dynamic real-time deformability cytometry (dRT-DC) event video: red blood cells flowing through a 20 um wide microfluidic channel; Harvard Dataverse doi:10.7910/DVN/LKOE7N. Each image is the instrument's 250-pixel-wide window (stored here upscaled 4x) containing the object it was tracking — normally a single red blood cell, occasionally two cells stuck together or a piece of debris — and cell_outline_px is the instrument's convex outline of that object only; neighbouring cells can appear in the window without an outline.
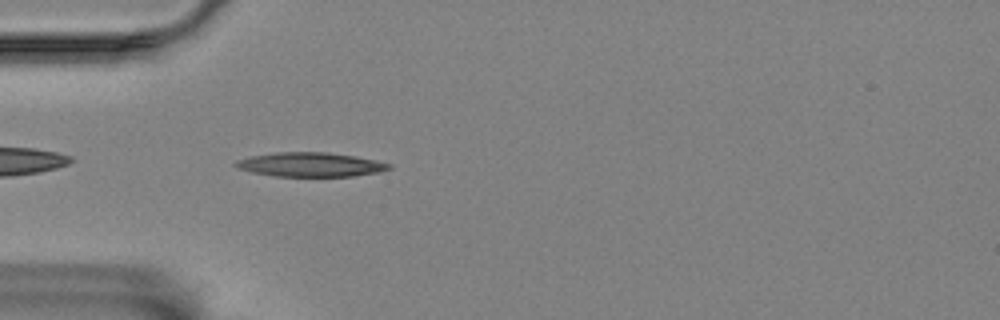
{"species": "Egyptian fruit bat (a non-hibernating species)", "species_latin": "Rousettus aegyptiacus", "temperature_condition": "room temperature", "stored_images_in_passage": 42, "camera_frame_rate_fps": 3000, "um_per_image_px": 0.085, "animal": {"sex": "female"}, "frame": {"image": 1, "passage_image": 2, "time_ms": 0.333, "image_size_px": [1000, 320], "cell_outline_px": [[392, 168], [380, 172], [352, 176], [276, 176], [252, 172], [240, 168], [232, 164], [236, 160], [248, 156], [276, 152], [328, 152], [376, 160], [392, 164]], "centroid_in_image_um": [26.38, 13.98], "position_along_channel_um": 58.6, "area_um2": 21.62}}
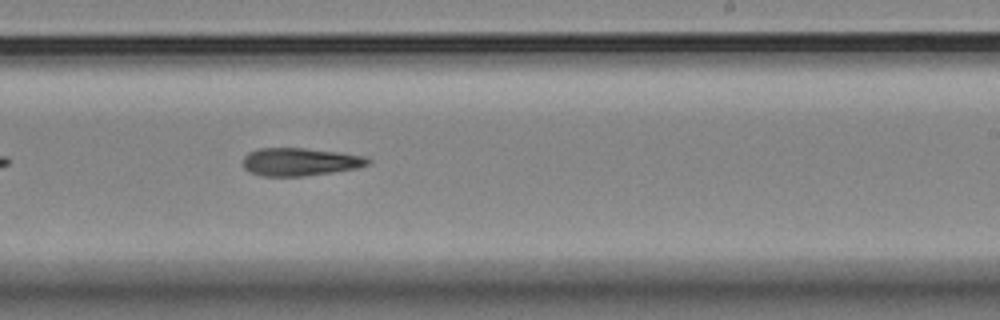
{"frame": {"image": 2, "passage_image": 20, "time_ms": 6.333, "image_size_px": [1000, 320], "cell_outline_px": [[372, 160], [368, 164], [356, 168], [332, 172], [304, 176], [260, 176], [248, 172], [244, 168], [244, 156], [248, 152], [256, 148], [304, 148], [340, 152], [364, 156]], "centroid_in_image_um": [25.47, 13.75], "position_along_channel_um": 263.5, "area_um2": 20.4}}
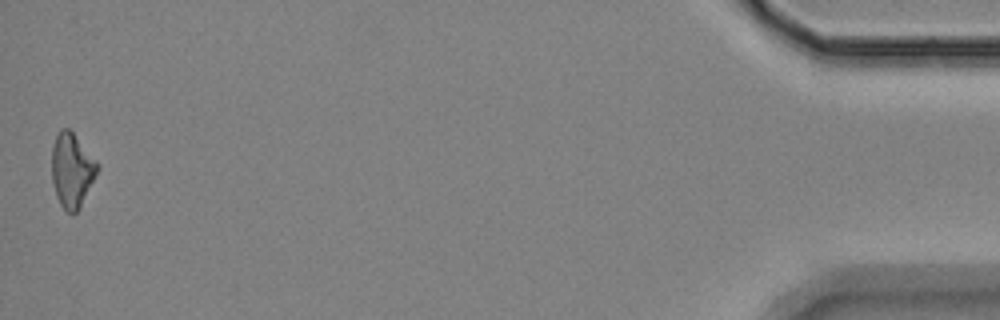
{"frame": {"image": 3, "passage_image": 42, "time_ms": 13.667, "image_size_px": [1000, 320], "cell_outline_px": [[100, 168], [80, 208], [76, 212], [68, 212], [60, 204], [56, 196], [52, 180], [52, 148], [56, 136], [60, 128], [68, 128], [72, 132], [100, 164]], "centroid_in_image_um": [6.13, 14.46], "position_along_channel_um": 429.1, "area_um2": 19.71}}